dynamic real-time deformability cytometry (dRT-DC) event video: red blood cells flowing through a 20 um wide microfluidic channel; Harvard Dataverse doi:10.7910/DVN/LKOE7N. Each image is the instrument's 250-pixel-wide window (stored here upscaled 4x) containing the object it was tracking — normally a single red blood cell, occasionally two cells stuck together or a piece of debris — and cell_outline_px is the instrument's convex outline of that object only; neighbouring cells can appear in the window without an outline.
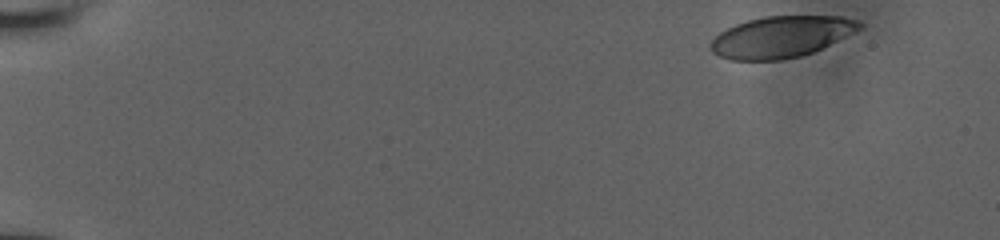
{"species": "human", "species_latin": "Homo sapiens", "temperature_condition": "room temperature", "stored_images_in_passage": 17, "camera_frame_rate_fps": 3000, "um_per_image_px": 0.085, "donor": {"sex": "male"}, "frame": {"image": 1, "passage_image": 1, "time_ms": 0.0, "image_size_px": [1000, 240], "cell_outline_px": [[864, 24], [860, 28], [812, 52], [800, 56], [780, 60], [732, 60], [720, 56], [712, 52], [708, 48], [712, 40], [720, 32], [736, 24], [748, 20], [764, 16], [840, 16], [856, 20]], "centroid_in_image_um": [66.34, 3.13], "position_along_channel_um": 18.7, "area_um2": 35.37}}
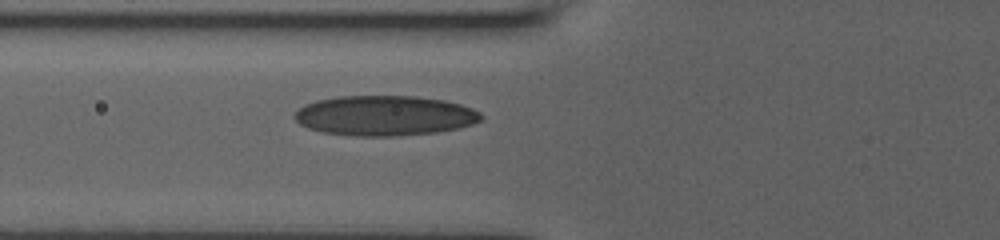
{"frame": {"image": 2, "passage_image": 12, "time_ms": 5.667, "image_size_px": [1000, 240], "cell_outline_px": [[484, 116], [480, 120], [472, 124], [460, 128], [436, 132], [392, 136], [356, 136], [324, 132], [308, 128], [300, 124], [292, 116], [304, 104], [316, 100], [336, 96], [416, 96], [444, 100], [460, 104], [472, 108], [480, 112]], "centroid_in_image_um": [32.7, 9.82], "position_along_channel_um": 93.1, "area_um2": 43.64}}
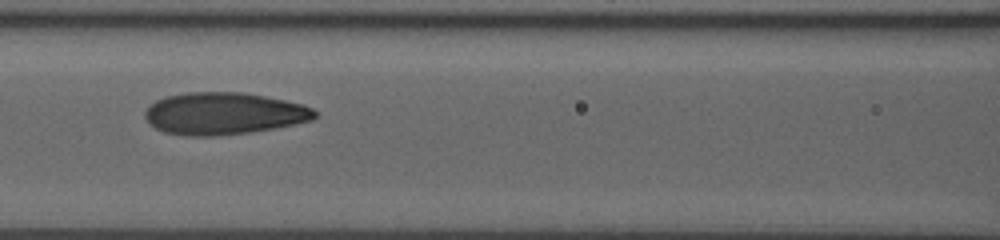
{"frame": {"image": 3, "passage_image": 15, "time_ms": 7.0, "image_size_px": [1000, 240], "cell_outline_px": [[316, 116], [312, 120], [296, 124], [276, 128], [248, 132], [216, 136], [188, 136], [164, 132], [148, 124], [144, 116], [144, 112], [156, 100], [168, 96], [188, 92], [244, 92], [304, 104], [312, 108], [316, 112]], "centroid_in_image_um": [19.02, 9.65], "position_along_channel_um": 147.6, "area_um2": 41.73}}